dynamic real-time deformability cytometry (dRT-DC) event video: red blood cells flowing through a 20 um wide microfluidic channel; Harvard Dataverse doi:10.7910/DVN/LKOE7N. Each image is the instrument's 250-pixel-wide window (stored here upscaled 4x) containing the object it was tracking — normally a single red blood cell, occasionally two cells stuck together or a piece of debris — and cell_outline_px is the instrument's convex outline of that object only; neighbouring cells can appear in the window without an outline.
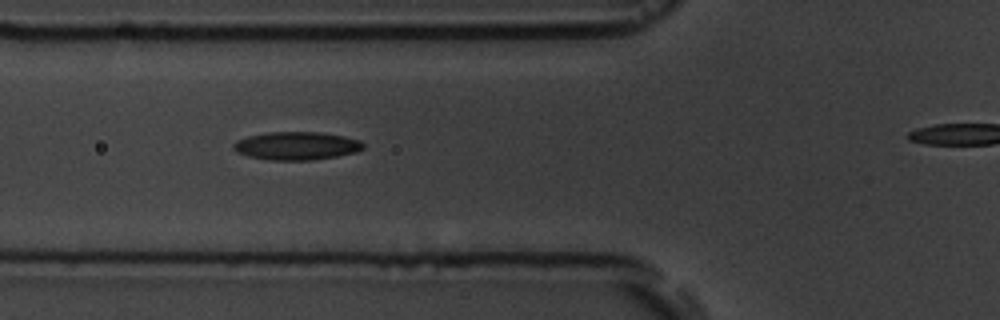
{"species": "common noctule bat (a hibernating species)", "species_latin": "Nyctalus noctula", "temperature_condition": "room temperature", "stored_images_in_passage": 7, "camera_frame_rate_fps": 3000, "um_per_image_px": 0.085, "animal": {"sex": "male", "body_mass_g": 19.5, "forearm_length_mm": 54.6}, "frame": {"image": 1, "passage_image": 3, "time_ms": 2.333, "image_size_px": [1000, 320], "cell_outline_px": [[364, 148], [356, 152], [336, 156], [312, 160], [272, 160], [248, 156], [236, 152], [232, 148], [232, 144], [236, 140], [248, 136], [268, 132], [320, 132], [344, 136], [360, 140], [364, 144]], "centroid_in_image_um": [25.19, 12.39], "position_along_channel_um": 100.6, "area_um2": 21.33}}
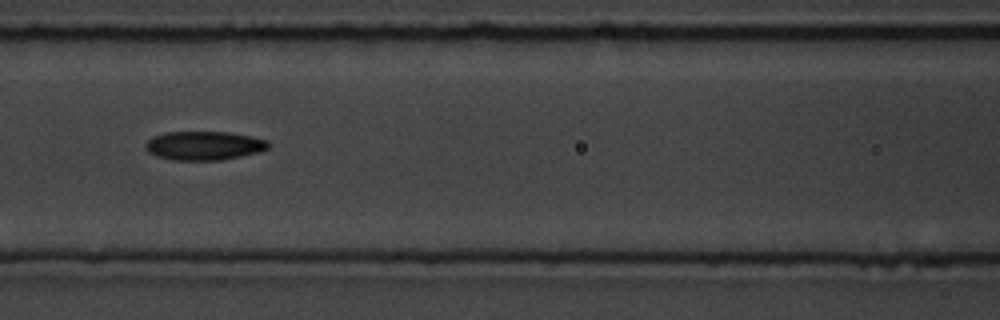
{"frame": {"image": 2, "passage_image": 4, "time_ms": 3.667, "image_size_px": [1000, 320], "cell_outline_px": [[268, 148], [260, 152], [220, 160], [172, 160], [156, 156], [148, 152], [144, 148], [144, 144], [152, 136], [164, 132], [228, 132], [252, 136], [268, 140]], "centroid_in_image_um": [17.31, 12.37], "position_along_channel_um": 149.3, "area_um2": 20.81}}
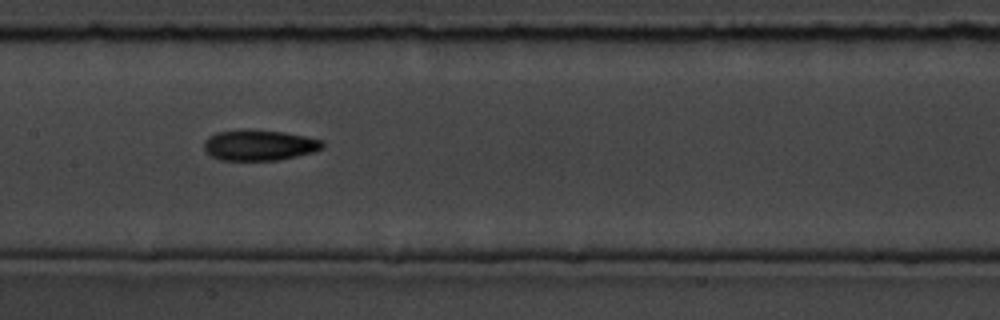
{"frame": {"image": 3, "passage_image": 5, "time_ms": 4.667, "image_size_px": [1000, 320], "cell_outline_px": [[324, 148], [312, 152], [296, 156], [276, 160], [220, 160], [212, 156], [204, 148], [204, 140], [208, 136], [216, 132], [244, 128], [284, 132], [324, 140]], "centroid_in_image_um": [22.03, 12.32], "position_along_channel_um": 185.4, "area_um2": 21.39}}